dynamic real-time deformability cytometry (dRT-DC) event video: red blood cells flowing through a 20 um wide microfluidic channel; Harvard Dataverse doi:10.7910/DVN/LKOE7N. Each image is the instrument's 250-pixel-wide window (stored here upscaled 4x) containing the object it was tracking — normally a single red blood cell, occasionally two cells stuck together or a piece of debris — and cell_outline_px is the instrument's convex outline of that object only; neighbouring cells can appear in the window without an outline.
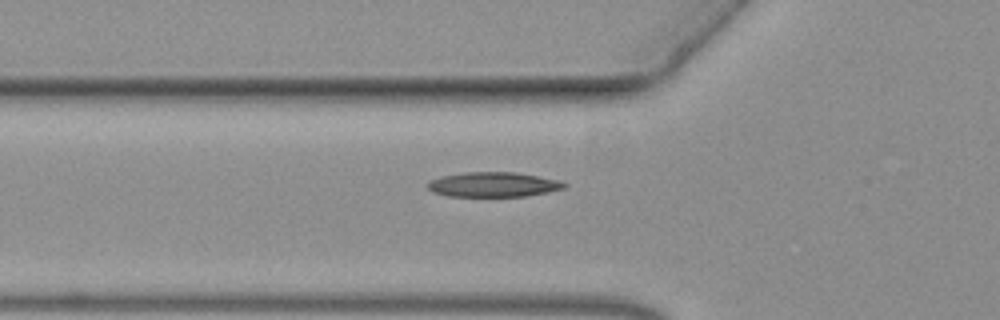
{"species": "common noctule bat (a hibernating species)", "species_latin": "Nyctalus noctula", "temperature_condition": "warm", "stored_images_in_passage": 37, "camera_frame_rate_fps": 3000, "um_per_image_px": 0.085, "animal": {"sex": "female", "body_mass_g": 19.3, "forearm_length_mm": 54.1}, "frame": {"image": 1, "passage_image": 2, "time_ms": 0.333, "image_size_px": [1000, 320], "cell_outline_px": [[568, 184], [564, 188], [548, 192], [524, 196], [448, 196], [432, 192], [424, 184], [428, 180], [440, 176], [464, 172], [512, 172], [560, 180]], "centroid_in_image_um": [41.86, 15.68], "position_along_channel_um": 83.9, "area_um2": 19.83}}
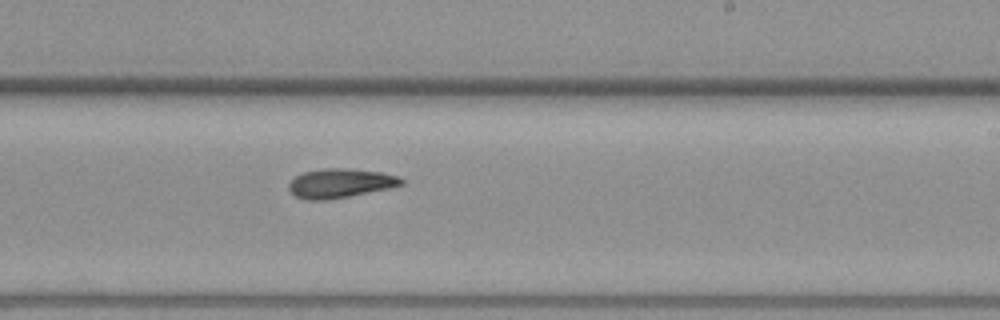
{"frame": {"image": 2, "passage_image": 17, "time_ms": 5.333, "image_size_px": [1000, 320], "cell_outline_px": [[404, 184], [388, 188], [348, 196], [324, 200], [304, 200], [296, 196], [288, 188], [288, 184], [296, 176], [304, 172], [324, 168], [348, 168], [380, 172], [396, 176], [404, 180]], "centroid_in_image_um": [28.89, 15.57], "position_along_channel_um": 260.1, "area_um2": 18.9}}
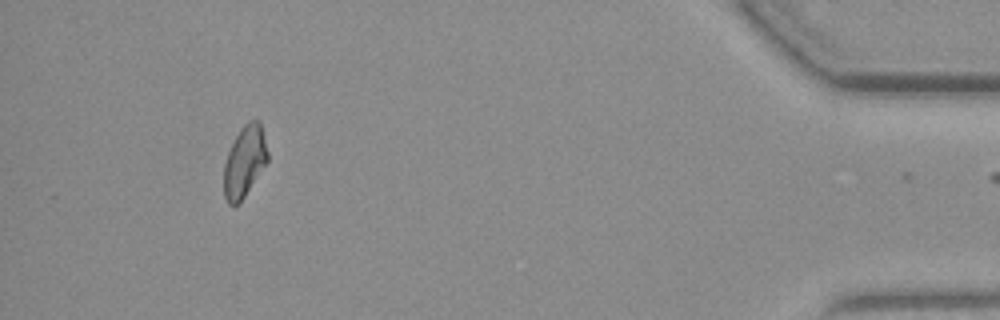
{"frame": {"image": 3, "passage_image": 36, "time_ms": 11.667, "image_size_px": [1000, 320], "cell_outline_px": [[268, 160], [240, 204], [228, 204], [224, 196], [224, 164], [228, 152], [240, 128], [248, 120], [260, 120], [268, 152]], "centroid_in_image_um": [20.79, 13.72], "position_along_channel_um": 414.4, "area_um2": 18.15}}